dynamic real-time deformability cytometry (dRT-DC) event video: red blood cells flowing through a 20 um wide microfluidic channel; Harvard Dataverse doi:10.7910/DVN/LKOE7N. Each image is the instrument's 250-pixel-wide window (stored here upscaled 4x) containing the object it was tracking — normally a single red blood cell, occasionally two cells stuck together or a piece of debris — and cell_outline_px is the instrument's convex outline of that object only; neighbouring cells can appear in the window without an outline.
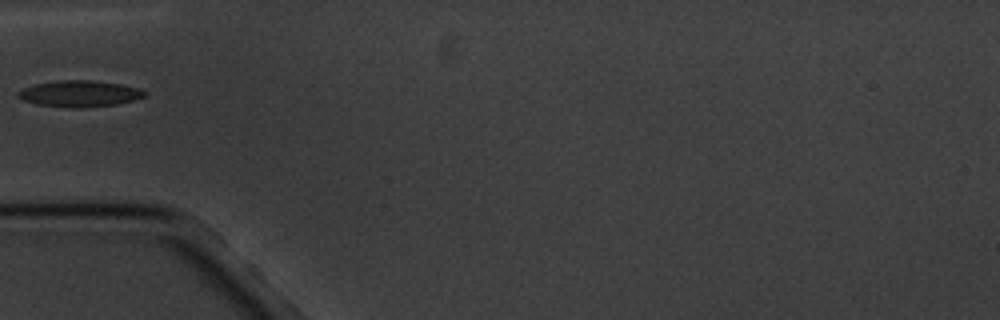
{"species": "common noctule bat (a hibernating species)", "species_latin": "Nyctalus noctula", "temperature_condition": "cold", "stored_images_in_passage": 12, "camera_frame_rate_fps": 3000, "um_per_image_px": 0.085, "animal": {"sex": "male", "body_mass_g": 20.1, "forearm_length_mm": 53.5}, "frame": {"image": 1, "passage_image": 1, "time_ms": 0.0, "image_size_px": [1000, 320], "cell_outline_px": [[144, 96], [132, 100], [116, 104], [84, 108], [72, 108], [36, 104], [24, 100], [16, 96], [24, 88], [32, 84], [56, 80], [92, 80], [120, 84], [140, 88], [144, 92]], "centroid_in_image_um": [6.73, 7.96], "position_along_channel_um": 78.3, "area_um2": 19.31}}
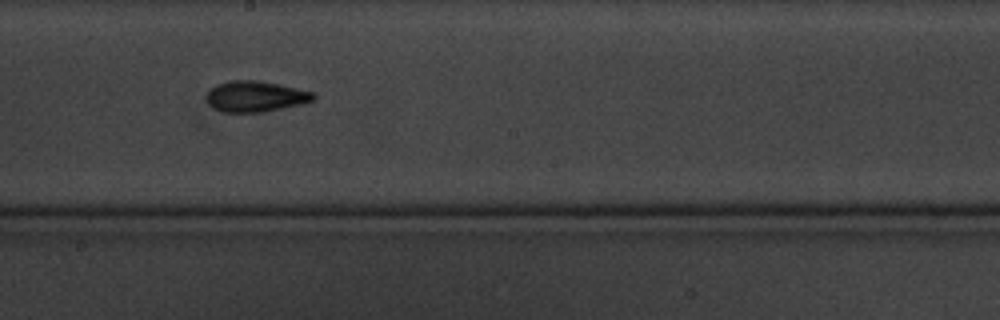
{"frame": {"image": 2, "passage_image": 5, "time_ms": 4.333, "image_size_px": [1000, 320], "cell_outline_px": [[316, 96], [312, 100], [304, 104], [260, 112], [224, 112], [216, 108], [208, 100], [208, 92], [216, 84], [228, 80], [256, 80], [280, 84], [312, 92]], "centroid_in_image_um": [21.75, 8.18], "position_along_channel_um": 226.5, "area_um2": 18.9}}
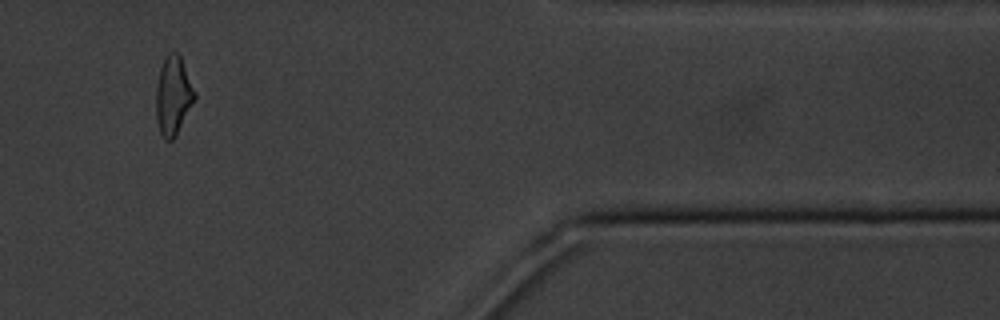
{"frame": {"image": 3, "passage_image": 10, "time_ms": 10.333, "image_size_px": [1000, 320], "cell_outline_px": [[196, 96], [176, 136], [172, 140], [164, 140], [160, 132], [156, 120], [156, 84], [160, 68], [168, 52], [176, 52], [180, 56], [196, 92]], "centroid_in_image_um": [14.71, 8.14], "position_along_channel_um": 396.7, "area_um2": 17.63}}